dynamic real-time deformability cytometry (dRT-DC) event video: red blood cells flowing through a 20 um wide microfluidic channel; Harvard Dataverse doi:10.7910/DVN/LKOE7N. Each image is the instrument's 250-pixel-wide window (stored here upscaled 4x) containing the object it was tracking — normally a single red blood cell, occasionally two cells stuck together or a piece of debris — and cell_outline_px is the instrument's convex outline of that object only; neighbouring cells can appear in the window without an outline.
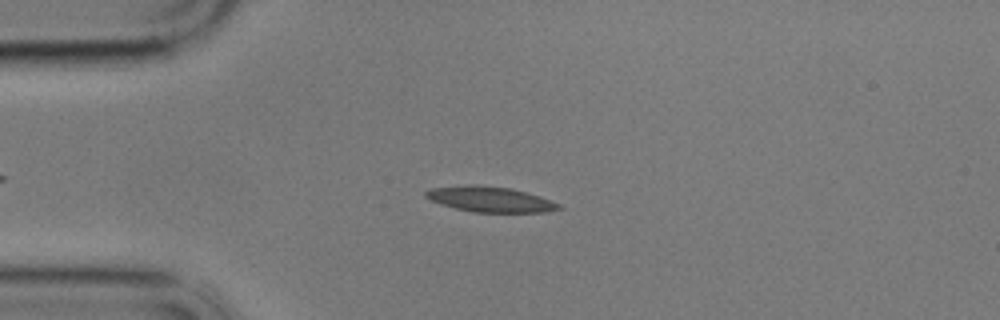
{"species": "common noctule bat (a hibernating species)", "species_latin": "Nyctalus noctula", "temperature_condition": "cold", "stored_images_in_passage": 49, "camera_frame_rate_fps": 3000, "um_per_image_px": 0.085, "animal": {"sex": "male", "body_mass_g": 17.9}, "frame": {"image": 1, "passage_image": 5, "time_ms": 1.333, "image_size_px": [1000, 320], "cell_outline_px": [[564, 208], [544, 212], [472, 212], [440, 204], [424, 196], [424, 192], [432, 188], [468, 184], [476, 184], [512, 188], [540, 196], [560, 204]], "centroid_in_image_um": [41.67, 16.93], "position_along_channel_um": 43.3, "area_um2": 19.77}}
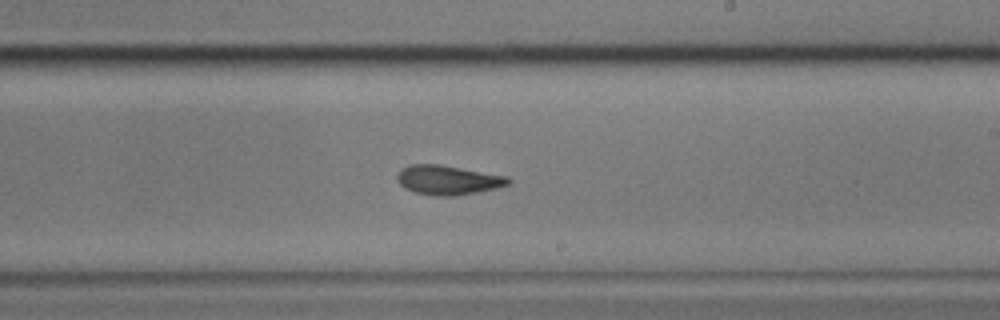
{"frame": {"image": 2, "passage_image": 25, "time_ms": 8.0, "image_size_px": [1000, 320], "cell_outline_px": [[512, 180], [508, 184], [496, 188], [456, 196], [436, 196], [412, 192], [404, 188], [396, 180], [396, 176], [400, 168], [408, 164], [440, 164], [508, 176]], "centroid_in_image_um": [38.03, 15.29], "position_along_channel_um": 251.0, "area_um2": 19.31}}
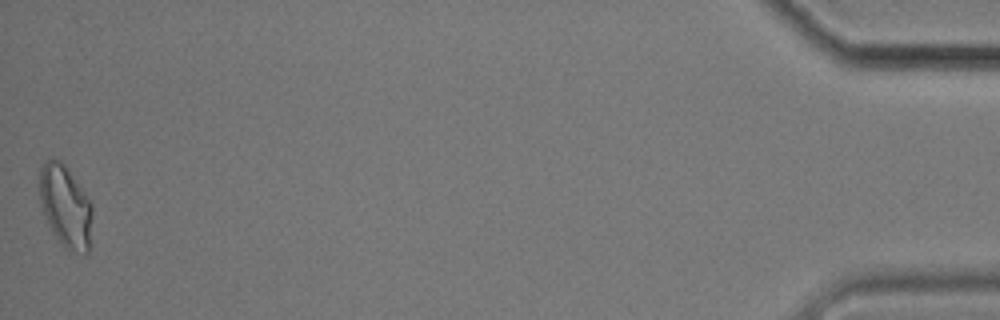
{"frame": {"image": 3, "passage_image": 49, "time_ms": 16.0, "image_size_px": [1000, 320], "cell_outline_px": [[92, 216], [88, 252], [84, 256], [68, 252], [60, 244], [52, 232], [48, 224], [40, 200], [40, 168], [48, 160], [60, 160], [64, 164], [84, 192], [92, 204]], "centroid_in_image_um": [5.59, 17.63], "position_along_channel_um": 429.6, "area_um2": 25.2}, "authors_computed_cell_mechanics": {"area_um2": 19.4208, "velocity_mm_per_s": 3.4027, "shape_relaxation_time_tau1_ms": 4.5723, "shape_relaxation_time_tau2_ms": 3.4617, "deformation_change_tau1": 0.1434, "deformation_change_tau2": 0.1018}}